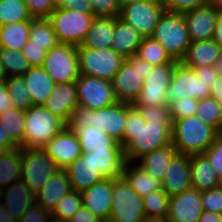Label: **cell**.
<instances>
[{"mask_svg":"<svg viewBox=\"0 0 222 222\" xmlns=\"http://www.w3.org/2000/svg\"><path fill=\"white\" fill-rule=\"evenodd\" d=\"M33 19H48L55 10L52 0H24Z\"/></svg>","mask_w":222,"mask_h":222,"instance_id":"obj_49","label":"cell"},{"mask_svg":"<svg viewBox=\"0 0 222 222\" xmlns=\"http://www.w3.org/2000/svg\"><path fill=\"white\" fill-rule=\"evenodd\" d=\"M213 40L222 48V9L219 12Z\"/></svg>","mask_w":222,"mask_h":222,"instance_id":"obj_61","label":"cell"},{"mask_svg":"<svg viewBox=\"0 0 222 222\" xmlns=\"http://www.w3.org/2000/svg\"><path fill=\"white\" fill-rule=\"evenodd\" d=\"M203 210L202 192L192 188L170 198L166 222H197Z\"/></svg>","mask_w":222,"mask_h":222,"instance_id":"obj_18","label":"cell"},{"mask_svg":"<svg viewBox=\"0 0 222 222\" xmlns=\"http://www.w3.org/2000/svg\"><path fill=\"white\" fill-rule=\"evenodd\" d=\"M113 180L103 179L82 194V205L97 218L109 219L112 202Z\"/></svg>","mask_w":222,"mask_h":222,"instance_id":"obj_20","label":"cell"},{"mask_svg":"<svg viewBox=\"0 0 222 222\" xmlns=\"http://www.w3.org/2000/svg\"><path fill=\"white\" fill-rule=\"evenodd\" d=\"M34 202L35 194L22 180L0 190V204L8 207L17 222Z\"/></svg>","mask_w":222,"mask_h":222,"instance_id":"obj_23","label":"cell"},{"mask_svg":"<svg viewBox=\"0 0 222 222\" xmlns=\"http://www.w3.org/2000/svg\"><path fill=\"white\" fill-rule=\"evenodd\" d=\"M6 86L14 108L26 111L33 106L23 76L8 77Z\"/></svg>","mask_w":222,"mask_h":222,"instance_id":"obj_42","label":"cell"},{"mask_svg":"<svg viewBox=\"0 0 222 222\" xmlns=\"http://www.w3.org/2000/svg\"><path fill=\"white\" fill-rule=\"evenodd\" d=\"M219 187L222 189V178L220 180V186Z\"/></svg>","mask_w":222,"mask_h":222,"instance_id":"obj_71","label":"cell"},{"mask_svg":"<svg viewBox=\"0 0 222 222\" xmlns=\"http://www.w3.org/2000/svg\"><path fill=\"white\" fill-rule=\"evenodd\" d=\"M210 96V84L197 77L192 67L185 65L182 61H178L166 91L167 105L182 98L189 97L202 100Z\"/></svg>","mask_w":222,"mask_h":222,"instance_id":"obj_12","label":"cell"},{"mask_svg":"<svg viewBox=\"0 0 222 222\" xmlns=\"http://www.w3.org/2000/svg\"><path fill=\"white\" fill-rule=\"evenodd\" d=\"M32 20L24 0H0V27Z\"/></svg>","mask_w":222,"mask_h":222,"instance_id":"obj_39","label":"cell"},{"mask_svg":"<svg viewBox=\"0 0 222 222\" xmlns=\"http://www.w3.org/2000/svg\"><path fill=\"white\" fill-rule=\"evenodd\" d=\"M48 222H68V221H65L63 219H58V218L51 216L50 219L48 220Z\"/></svg>","mask_w":222,"mask_h":222,"instance_id":"obj_67","label":"cell"},{"mask_svg":"<svg viewBox=\"0 0 222 222\" xmlns=\"http://www.w3.org/2000/svg\"><path fill=\"white\" fill-rule=\"evenodd\" d=\"M7 79H8V75H7L4 67L0 63V82H6Z\"/></svg>","mask_w":222,"mask_h":222,"instance_id":"obj_65","label":"cell"},{"mask_svg":"<svg viewBox=\"0 0 222 222\" xmlns=\"http://www.w3.org/2000/svg\"><path fill=\"white\" fill-rule=\"evenodd\" d=\"M42 67L55 84L75 82L80 76L77 46L58 43L47 51Z\"/></svg>","mask_w":222,"mask_h":222,"instance_id":"obj_10","label":"cell"},{"mask_svg":"<svg viewBox=\"0 0 222 222\" xmlns=\"http://www.w3.org/2000/svg\"><path fill=\"white\" fill-rule=\"evenodd\" d=\"M99 220L100 219L97 218L90 210L82 205L68 222H98Z\"/></svg>","mask_w":222,"mask_h":222,"instance_id":"obj_57","label":"cell"},{"mask_svg":"<svg viewBox=\"0 0 222 222\" xmlns=\"http://www.w3.org/2000/svg\"><path fill=\"white\" fill-rule=\"evenodd\" d=\"M177 62L175 60L173 63L154 66L144 79L142 91L132 105L134 107L167 105L166 91Z\"/></svg>","mask_w":222,"mask_h":222,"instance_id":"obj_13","label":"cell"},{"mask_svg":"<svg viewBox=\"0 0 222 222\" xmlns=\"http://www.w3.org/2000/svg\"><path fill=\"white\" fill-rule=\"evenodd\" d=\"M146 122H172L168 105L136 107Z\"/></svg>","mask_w":222,"mask_h":222,"instance_id":"obj_48","label":"cell"},{"mask_svg":"<svg viewBox=\"0 0 222 222\" xmlns=\"http://www.w3.org/2000/svg\"><path fill=\"white\" fill-rule=\"evenodd\" d=\"M21 52L26 56L32 67L42 66L47 54L46 49H44L41 45L31 44L30 39L23 46Z\"/></svg>","mask_w":222,"mask_h":222,"instance_id":"obj_51","label":"cell"},{"mask_svg":"<svg viewBox=\"0 0 222 222\" xmlns=\"http://www.w3.org/2000/svg\"><path fill=\"white\" fill-rule=\"evenodd\" d=\"M192 189L190 155L177 153L170 161L162 190L171 198Z\"/></svg>","mask_w":222,"mask_h":222,"instance_id":"obj_19","label":"cell"},{"mask_svg":"<svg viewBox=\"0 0 222 222\" xmlns=\"http://www.w3.org/2000/svg\"><path fill=\"white\" fill-rule=\"evenodd\" d=\"M87 160L99 168L104 179L120 178L126 159L124 151L82 152Z\"/></svg>","mask_w":222,"mask_h":222,"instance_id":"obj_27","label":"cell"},{"mask_svg":"<svg viewBox=\"0 0 222 222\" xmlns=\"http://www.w3.org/2000/svg\"><path fill=\"white\" fill-rule=\"evenodd\" d=\"M121 176L141 197L148 195L150 192L162 190V181L146 173L135 162L126 161Z\"/></svg>","mask_w":222,"mask_h":222,"instance_id":"obj_33","label":"cell"},{"mask_svg":"<svg viewBox=\"0 0 222 222\" xmlns=\"http://www.w3.org/2000/svg\"><path fill=\"white\" fill-rule=\"evenodd\" d=\"M192 188L201 192L220 186V177L203 154L190 155Z\"/></svg>","mask_w":222,"mask_h":222,"instance_id":"obj_28","label":"cell"},{"mask_svg":"<svg viewBox=\"0 0 222 222\" xmlns=\"http://www.w3.org/2000/svg\"><path fill=\"white\" fill-rule=\"evenodd\" d=\"M21 180L36 194L59 168L42 148H21Z\"/></svg>","mask_w":222,"mask_h":222,"instance_id":"obj_11","label":"cell"},{"mask_svg":"<svg viewBox=\"0 0 222 222\" xmlns=\"http://www.w3.org/2000/svg\"><path fill=\"white\" fill-rule=\"evenodd\" d=\"M175 147L169 144L165 147L155 149L137 159L135 163L139 165L146 173L152 175L155 179L163 181L166 175L167 167L171 159L177 154Z\"/></svg>","mask_w":222,"mask_h":222,"instance_id":"obj_30","label":"cell"},{"mask_svg":"<svg viewBox=\"0 0 222 222\" xmlns=\"http://www.w3.org/2000/svg\"><path fill=\"white\" fill-rule=\"evenodd\" d=\"M98 222H113L111 219H101Z\"/></svg>","mask_w":222,"mask_h":222,"instance_id":"obj_70","label":"cell"},{"mask_svg":"<svg viewBox=\"0 0 222 222\" xmlns=\"http://www.w3.org/2000/svg\"><path fill=\"white\" fill-rule=\"evenodd\" d=\"M127 119V103L117 102L108 107L92 110L77 105L70 115L66 127L74 130L76 127L94 126L99 131L107 133L123 146V134Z\"/></svg>","mask_w":222,"mask_h":222,"instance_id":"obj_2","label":"cell"},{"mask_svg":"<svg viewBox=\"0 0 222 222\" xmlns=\"http://www.w3.org/2000/svg\"><path fill=\"white\" fill-rule=\"evenodd\" d=\"M75 85L78 104L85 108L98 110L118 102L111 81L80 75Z\"/></svg>","mask_w":222,"mask_h":222,"instance_id":"obj_14","label":"cell"},{"mask_svg":"<svg viewBox=\"0 0 222 222\" xmlns=\"http://www.w3.org/2000/svg\"><path fill=\"white\" fill-rule=\"evenodd\" d=\"M209 161L213 169L222 178V142L216 139L205 152L202 153Z\"/></svg>","mask_w":222,"mask_h":222,"instance_id":"obj_52","label":"cell"},{"mask_svg":"<svg viewBox=\"0 0 222 222\" xmlns=\"http://www.w3.org/2000/svg\"><path fill=\"white\" fill-rule=\"evenodd\" d=\"M65 171L68 173L72 189L79 193L104 179L99 168L89 162L83 153L81 157L66 167Z\"/></svg>","mask_w":222,"mask_h":222,"instance_id":"obj_24","label":"cell"},{"mask_svg":"<svg viewBox=\"0 0 222 222\" xmlns=\"http://www.w3.org/2000/svg\"><path fill=\"white\" fill-rule=\"evenodd\" d=\"M141 222H166V220L145 218V219L142 220Z\"/></svg>","mask_w":222,"mask_h":222,"instance_id":"obj_66","label":"cell"},{"mask_svg":"<svg viewBox=\"0 0 222 222\" xmlns=\"http://www.w3.org/2000/svg\"><path fill=\"white\" fill-rule=\"evenodd\" d=\"M77 94L75 82L58 83L43 104L52 114L61 119L65 124L68 122L72 110L77 106Z\"/></svg>","mask_w":222,"mask_h":222,"instance_id":"obj_21","label":"cell"},{"mask_svg":"<svg viewBox=\"0 0 222 222\" xmlns=\"http://www.w3.org/2000/svg\"><path fill=\"white\" fill-rule=\"evenodd\" d=\"M25 121V111L16 108L7 110L0 115V124L9 137L21 148H23Z\"/></svg>","mask_w":222,"mask_h":222,"instance_id":"obj_36","label":"cell"},{"mask_svg":"<svg viewBox=\"0 0 222 222\" xmlns=\"http://www.w3.org/2000/svg\"><path fill=\"white\" fill-rule=\"evenodd\" d=\"M221 53L222 48L213 39L195 41L181 61L189 67L214 66Z\"/></svg>","mask_w":222,"mask_h":222,"instance_id":"obj_32","label":"cell"},{"mask_svg":"<svg viewBox=\"0 0 222 222\" xmlns=\"http://www.w3.org/2000/svg\"><path fill=\"white\" fill-rule=\"evenodd\" d=\"M117 17H95L80 46L86 48H110L115 31Z\"/></svg>","mask_w":222,"mask_h":222,"instance_id":"obj_31","label":"cell"},{"mask_svg":"<svg viewBox=\"0 0 222 222\" xmlns=\"http://www.w3.org/2000/svg\"><path fill=\"white\" fill-rule=\"evenodd\" d=\"M142 200L145 218L166 220L170 197L163 190L150 192Z\"/></svg>","mask_w":222,"mask_h":222,"instance_id":"obj_40","label":"cell"},{"mask_svg":"<svg viewBox=\"0 0 222 222\" xmlns=\"http://www.w3.org/2000/svg\"><path fill=\"white\" fill-rule=\"evenodd\" d=\"M164 11L161 0L138 2L122 6L119 18L143 37H151Z\"/></svg>","mask_w":222,"mask_h":222,"instance_id":"obj_15","label":"cell"},{"mask_svg":"<svg viewBox=\"0 0 222 222\" xmlns=\"http://www.w3.org/2000/svg\"><path fill=\"white\" fill-rule=\"evenodd\" d=\"M212 0H161L164 10L171 13L184 14L197 7L204 6Z\"/></svg>","mask_w":222,"mask_h":222,"instance_id":"obj_47","label":"cell"},{"mask_svg":"<svg viewBox=\"0 0 222 222\" xmlns=\"http://www.w3.org/2000/svg\"><path fill=\"white\" fill-rule=\"evenodd\" d=\"M55 9L68 8L79 13H92L88 0H52Z\"/></svg>","mask_w":222,"mask_h":222,"instance_id":"obj_54","label":"cell"},{"mask_svg":"<svg viewBox=\"0 0 222 222\" xmlns=\"http://www.w3.org/2000/svg\"><path fill=\"white\" fill-rule=\"evenodd\" d=\"M113 222H141L145 219L143 200L121 176L113 179L110 217Z\"/></svg>","mask_w":222,"mask_h":222,"instance_id":"obj_9","label":"cell"},{"mask_svg":"<svg viewBox=\"0 0 222 222\" xmlns=\"http://www.w3.org/2000/svg\"><path fill=\"white\" fill-rule=\"evenodd\" d=\"M153 68L136 54L126 58L111 81L117 101L133 104L142 91L144 79Z\"/></svg>","mask_w":222,"mask_h":222,"instance_id":"obj_4","label":"cell"},{"mask_svg":"<svg viewBox=\"0 0 222 222\" xmlns=\"http://www.w3.org/2000/svg\"><path fill=\"white\" fill-rule=\"evenodd\" d=\"M0 63L8 77L23 76L32 67L21 51L8 48H0Z\"/></svg>","mask_w":222,"mask_h":222,"instance_id":"obj_41","label":"cell"},{"mask_svg":"<svg viewBox=\"0 0 222 222\" xmlns=\"http://www.w3.org/2000/svg\"><path fill=\"white\" fill-rule=\"evenodd\" d=\"M218 131L198 116H188L172 122V145L179 154H202L217 139Z\"/></svg>","mask_w":222,"mask_h":222,"instance_id":"obj_3","label":"cell"},{"mask_svg":"<svg viewBox=\"0 0 222 222\" xmlns=\"http://www.w3.org/2000/svg\"><path fill=\"white\" fill-rule=\"evenodd\" d=\"M177 61H181L191 44L183 14L164 11L151 36Z\"/></svg>","mask_w":222,"mask_h":222,"instance_id":"obj_5","label":"cell"},{"mask_svg":"<svg viewBox=\"0 0 222 222\" xmlns=\"http://www.w3.org/2000/svg\"><path fill=\"white\" fill-rule=\"evenodd\" d=\"M195 70L197 77L201 78L204 82L213 84V82L219 76L218 71L216 70L215 66H200V67H192Z\"/></svg>","mask_w":222,"mask_h":222,"instance_id":"obj_55","label":"cell"},{"mask_svg":"<svg viewBox=\"0 0 222 222\" xmlns=\"http://www.w3.org/2000/svg\"><path fill=\"white\" fill-rule=\"evenodd\" d=\"M25 117L23 148H41L66 126L43 105L31 106Z\"/></svg>","mask_w":222,"mask_h":222,"instance_id":"obj_6","label":"cell"},{"mask_svg":"<svg viewBox=\"0 0 222 222\" xmlns=\"http://www.w3.org/2000/svg\"><path fill=\"white\" fill-rule=\"evenodd\" d=\"M81 206L82 194L73 190L66 194L63 199L57 203L56 207L51 212V216L69 221Z\"/></svg>","mask_w":222,"mask_h":222,"instance_id":"obj_44","label":"cell"},{"mask_svg":"<svg viewBox=\"0 0 222 222\" xmlns=\"http://www.w3.org/2000/svg\"><path fill=\"white\" fill-rule=\"evenodd\" d=\"M214 66H215L216 70L218 71L219 75H222V53L215 61Z\"/></svg>","mask_w":222,"mask_h":222,"instance_id":"obj_64","label":"cell"},{"mask_svg":"<svg viewBox=\"0 0 222 222\" xmlns=\"http://www.w3.org/2000/svg\"><path fill=\"white\" fill-rule=\"evenodd\" d=\"M0 222H17L9 212L8 207L2 204H0Z\"/></svg>","mask_w":222,"mask_h":222,"instance_id":"obj_62","label":"cell"},{"mask_svg":"<svg viewBox=\"0 0 222 222\" xmlns=\"http://www.w3.org/2000/svg\"><path fill=\"white\" fill-rule=\"evenodd\" d=\"M212 1L222 9V0H212Z\"/></svg>","mask_w":222,"mask_h":222,"instance_id":"obj_69","label":"cell"},{"mask_svg":"<svg viewBox=\"0 0 222 222\" xmlns=\"http://www.w3.org/2000/svg\"><path fill=\"white\" fill-rule=\"evenodd\" d=\"M23 79L33 105H43L55 85L50 75L42 66H34L23 74Z\"/></svg>","mask_w":222,"mask_h":222,"instance_id":"obj_26","label":"cell"},{"mask_svg":"<svg viewBox=\"0 0 222 222\" xmlns=\"http://www.w3.org/2000/svg\"><path fill=\"white\" fill-rule=\"evenodd\" d=\"M217 139H219L222 142V125L218 129Z\"/></svg>","mask_w":222,"mask_h":222,"instance_id":"obj_68","label":"cell"},{"mask_svg":"<svg viewBox=\"0 0 222 222\" xmlns=\"http://www.w3.org/2000/svg\"><path fill=\"white\" fill-rule=\"evenodd\" d=\"M19 147L0 124V150L9 151Z\"/></svg>","mask_w":222,"mask_h":222,"instance_id":"obj_58","label":"cell"},{"mask_svg":"<svg viewBox=\"0 0 222 222\" xmlns=\"http://www.w3.org/2000/svg\"><path fill=\"white\" fill-rule=\"evenodd\" d=\"M145 1H153V0H118L120 7L128 4L138 3V2H145Z\"/></svg>","mask_w":222,"mask_h":222,"instance_id":"obj_63","label":"cell"},{"mask_svg":"<svg viewBox=\"0 0 222 222\" xmlns=\"http://www.w3.org/2000/svg\"><path fill=\"white\" fill-rule=\"evenodd\" d=\"M73 191L65 169L57 170L35 194V202L52 212L63 197Z\"/></svg>","mask_w":222,"mask_h":222,"instance_id":"obj_22","label":"cell"},{"mask_svg":"<svg viewBox=\"0 0 222 222\" xmlns=\"http://www.w3.org/2000/svg\"><path fill=\"white\" fill-rule=\"evenodd\" d=\"M41 148L59 169H65L82 155L76 132L66 126Z\"/></svg>","mask_w":222,"mask_h":222,"instance_id":"obj_16","label":"cell"},{"mask_svg":"<svg viewBox=\"0 0 222 222\" xmlns=\"http://www.w3.org/2000/svg\"><path fill=\"white\" fill-rule=\"evenodd\" d=\"M202 206L204 210L222 214V189L217 187L203 191Z\"/></svg>","mask_w":222,"mask_h":222,"instance_id":"obj_50","label":"cell"},{"mask_svg":"<svg viewBox=\"0 0 222 222\" xmlns=\"http://www.w3.org/2000/svg\"><path fill=\"white\" fill-rule=\"evenodd\" d=\"M29 39L31 44L41 45L47 51L59 43L48 19H33L30 22Z\"/></svg>","mask_w":222,"mask_h":222,"instance_id":"obj_38","label":"cell"},{"mask_svg":"<svg viewBox=\"0 0 222 222\" xmlns=\"http://www.w3.org/2000/svg\"><path fill=\"white\" fill-rule=\"evenodd\" d=\"M51 212L42 205L34 202L18 222H48Z\"/></svg>","mask_w":222,"mask_h":222,"instance_id":"obj_53","label":"cell"},{"mask_svg":"<svg viewBox=\"0 0 222 222\" xmlns=\"http://www.w3.org/2000/svg\"><path fill=\"white\" fill-rule=\"evenodd\" d=\"M172 144V122H146L140 111L127 103L123 134L125 159L135 162L155 149Z\"/></svg>","mask_w":222,"mask_h":222,"instance_id":"obj_1","label":"cell"},{"mask_svg":"<svg viewBox=\"0 0 222 222\" xmlns=\"http://www.w3.org/2000/svg\"><path fill=\"white\" fill-rule=\"evenodd\" d=\"M136 55L153 66L175 61L166 49L152 37L143 38Z\"/></svg>","mask_w":222,"mask_h":222,"instance_id":"obj_37","label":"cell"},{"mask_svg":"<svg viewBox=\"0 0 222 222\" xmlns=\"http://www.w3.org/2000/svg\"><path fill=\"white\" fill-rule=\"evenodd\" d=\"M80 75L112 81L125 58L110 48L77 47Z\"/></svg>","mask_w":222,"mask_h":222,"instance_id":"obj_8","label":"cell"},{"mask_svg":"<svg viewBox=\"0 0 222 222\" xmlns=\"http://www.w3.org/2000/svg\"><path fill=\"white\" fill-rule=\"evenodd\" d=\"M197 222H222V214L203 210Z\"/></svg>","mask_w":222,"mask_h":222,"instance_id":"obj_60","label":"cell"},{"mask_svg":"<svg viewBox=\"0 0 222 222\" xmlns=\"http://www.w3.org/2000/svg\"><path fill=\"white\" fill-rule=\"evenodd\" d=\"M95 17H119L120 5L118 0H88Z\"/></svg>","mask_w":222,"mask_h":222,"instance_id":"obj_46","label":"cell"},{"mask_svg":"<svg viewBox=\"0 0 222 222\" xmlns=\"http://www.w3.org/2000/svg\"><path fill=\"white\" fill-rule=\"evenodd\" d=\"M195 115L217 131L222 125V107L212 96L199 100Z\"/></svg>","mask_w":222,"mask_h":222,"instance_id":"obj_43","label":"cell"},{"mask_svg":"<svg viewBox=\"0 0 222 222\" xmlns=\"http://www.w3.org/2000/svg\"><path fill=\"white\" fill-rule=\"evenodd\" d=\"M95 16L79 13L73 9L57 8L49 16L59 43L80 46Z\"/></svg>","mask_w":222,"mask_h":222,"instance_id":"obj_7","label":"cell"},{"mask_svg":"<svg viewBox=\"0 0 222 222\" xmlns=\"http://www.w3.org/2000/svg\"><path fill=\"white\" fill-rule=\"evenodd\" d=\"M211 96L222 107V75H219L210 87Z\"/></svg>","mask_w":222,"mask_h":222,"instance_id":"obj_59","label":"cell"},{"mask_svg":"<svg viewBox=\"0 0 222 222\" xmlns=\"http://www.w3.org/2000/svg\"><path fill=\"white\" fill-rule=\"evenodd\" d=\"M143 38L137 30L117 17L111 48L126 59L137 54Z\"/></svg>","mask_w":222,"mask_h":222,"instance_id":"obj_29","label":"cell"},{"mask_svg":"<svg viewBox=\"0 0 222 222\" xmlns=\"http://www.w3.org/2000/svg\"><path fill=\"white\" fill-rule=\"evenodd\" d=\"M21 147L4 151L0 156V190L21 180Z\"/></svg>","mask_w":222,"mask_h":222,"instance_id":"obj_34","label":"cell"},{"mask_svg":"<svg viewBox=\"0 0 222 222\" xmlns=\"http://www.w3.org/2000/svg\"><path fill=\"white\" fill-rule=\"evenodd\" d=\"M74 131L82 152L124 151V147L117 140L94 126L76 127Z\"/></svg>","mask_w":222,"mask_h":222,"instance_id":"obj_25","label":"cell"},{"mask_svg":"<svg viewBox=\"0 0 222 222\" xmlns=\"http://www.w3.org/2000/svg\"><path fill=\"white\" fill-rule=\"evenodd\" d=\"M30 22L11 23L0 27V48L22 51L29 40Z\"/></svg>","mask_w":222,"mask_h":222,"instance_id":"obj_35","label":"cell"},{"mask_svg":"<svg viewBox=\"0 0 222 222\" xmlns=\"http://www.w3.org/2000/svg\"><path fill=\"white\" fill-rule=\"evenodd\" d=\"M198 104L199 100L189 97L171 102L168 107L172 122L176 119L195 115Z\"/></svg>","mask_w":222,"mask_h":222,"instance_id":"obj_45","label":"cell"},{"mask_svg":"<svg viewBox=\"0 0 222 222\" xmlns=\"http://www.w3.org/2000/svg\"><path fill=\"white\" fill-rule=\"evenodd\" d=\"M220 10L221 8L211 1L183 14L192 42L213 39Z\"/></svg>","mask_w":222,"mask_h":222,"instance_id":"obj_17","label":"cell"},{"mask_svg":"<svg viewBox=\"0 0 222 222\" xmlns=\"http://www.w3.org/2000/svg\"><path fill=\"white\" fill-rule=\"evenodd\" d=\"M11 101L6 82H0V115L4 114L7 110L14 108Z\"/></svg>","mask_w":222,"mask_h":222,"instance_id":"obj_56","label":"cell"}]
</instances>
